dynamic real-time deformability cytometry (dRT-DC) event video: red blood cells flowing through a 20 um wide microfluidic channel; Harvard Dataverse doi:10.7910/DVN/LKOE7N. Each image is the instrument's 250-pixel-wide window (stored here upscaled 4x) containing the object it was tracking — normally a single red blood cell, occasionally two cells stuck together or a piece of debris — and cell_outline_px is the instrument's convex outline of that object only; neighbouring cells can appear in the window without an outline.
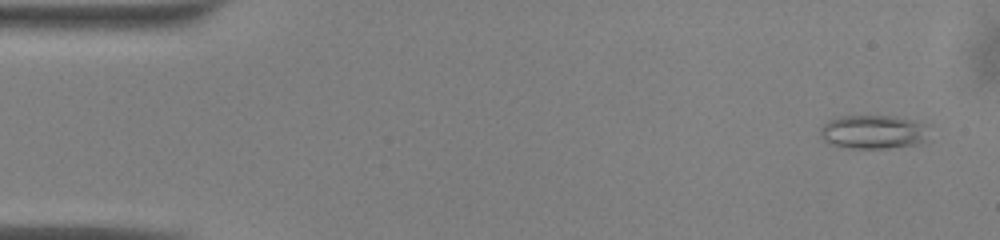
{"species": "common noctule bat (a hibernating species)", "species_latin": "Nyctalus noctula", "temperature_condition": "warm", "stored_images_in_passage": 49, "camera_frame_rate_fps": 3000, "um_per_image_px": 0.085, "animal": {"sex": "male", "body_mass_g": 13.0, "forearm_length_mm": 53.1}, "frame": {"image": 1, "passage_image": 1, "time_ms": 0.0, "image_size_px": [1000, 240], "cell_outline_px": [[932, 140], [920, 144], [888, 148], [848, 148], [828, 144], [820, 136], [820, 128], [828, 120], [840, 116], [896, 116], [928, 124]], "centroid_in_image_um": [74.32, 11.22], "position_along_channel_um": 10.7, "area_um2": 22.14}}
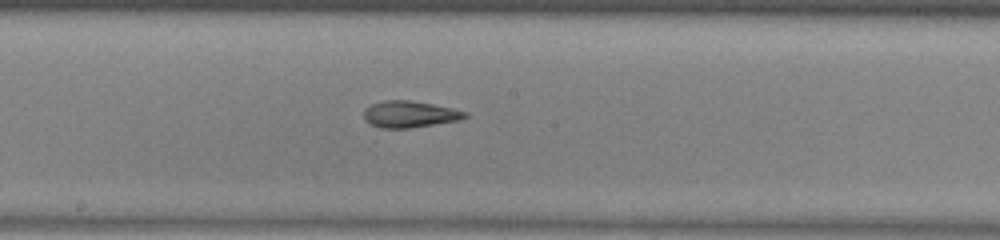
{"frame": {"image": 2, "passage_image": 25, "time_ms": 8.0, "image_size_px": [1000, 240], "cell_outline_px": [[468, 116], [460, 120], [412, 128], [380, 128], [368, 124], [364, 120], [364, 108], [380, 100], [412, 100], [452, 108], [468, 112]], "centroid_in_image_um": [34.79, 9.71], "position_along_channel_um": 213.4, "area_um2": 15.95}}
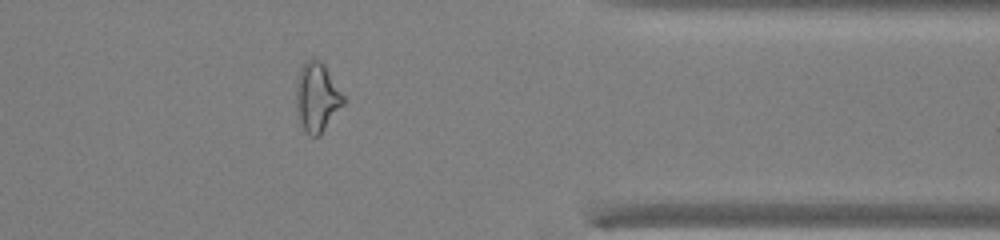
{"frame": {"image": 3, "passage_image": 39, "time_ms": 12.667, "image_size_px": [1000, 240], "cell_outline_px": [[344, 104], [320, 136], [308, 136], [304, 132], [300, 120], [296, 104], [296, 88], [300, 68], [304, 60], [312, 56], [320, 60], [324, 64], [344, 96]], "centroid_in_image_um": [26.94, 8.25], "position_along_channel_um": 384.5, "area_um2": 19.19}, "authors_computed_cell_mechanics": {"area_um2": 17.9758, "velocity_mm_per_s": 4.0416, "shape_relaxation_time_tau1_ms": null, "shape_relaxation_time_tau2_ms": 3.8152, "deformation_change_tau1": null, "deformation_change_tau2": 0.0899}}